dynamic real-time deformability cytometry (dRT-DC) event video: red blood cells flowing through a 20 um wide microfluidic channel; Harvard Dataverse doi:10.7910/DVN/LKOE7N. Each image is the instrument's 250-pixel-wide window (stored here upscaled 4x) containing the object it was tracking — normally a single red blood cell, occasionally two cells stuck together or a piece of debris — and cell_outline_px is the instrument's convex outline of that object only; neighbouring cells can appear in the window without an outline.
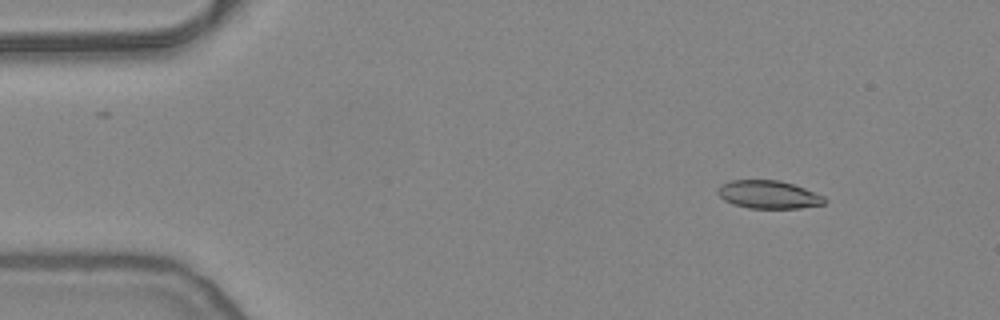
{"species": "common noctule bat (a hibernating species)", "species_latin": "Nyctalus noctula", "temperature_condition": "warm", "stored_images_in_passage": 53, "camera_frame_rate_fps": 3000, "um_per_image_px": 0.085, "animal": {"sex": "female", "body_mass_g": 24.6, "forearm_length_mm": 56.2}, "frame": {"image": 1, "passage_image": 6, "time_ms": 1.667, "image_size_px": [1000, 320], "cell_outline_px": [[828, 200], [824, 204], [800, 208], [748, 208], [732, 204], [724, 200], [716, 192], [716, 188], [728, 180], [780, 180], [804, 188], [824, 196]], "centroid_in_image_um": [65.3, 16.54], "position_along_channel_um": 19.7, "area_um2": 17.57}}
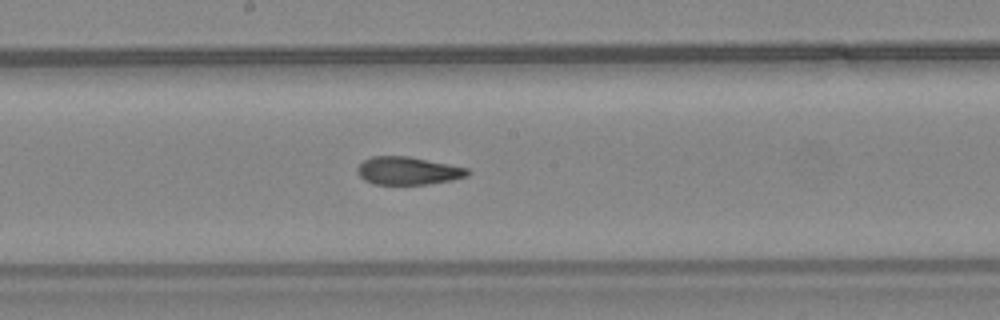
{"frame": {"image": 2, "passage_image": 28, "time_ms": 9.0, "image_size_px": [1000, 320], "cell_outline_px": [[472, 172], [468, 176], [452, 180], [428, 184], [372, 184], [364, 180], [356, 172], [356, 168], [364, 160], [372, 156], [408, 156], [468, 168]], "centroid_in_image_um": [34.68, 14.52], "position_along_channel_um": 213.5, "area_um2": 17.98}}
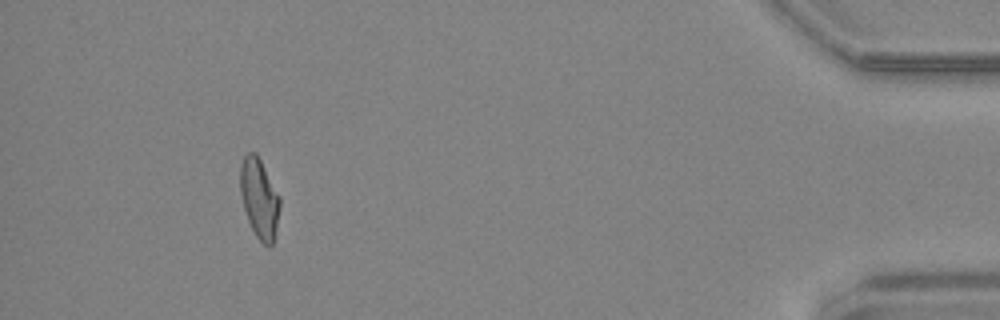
{"frame": {"image": 3, "passage_image": 49, "time_ms": 16.0, "image_size_px": [1000, 320], "cell_outline_px": [[280, 208], [276, 228], [272, 244], [268, 248], [256, 236], [248, 220], [244, 208], [240, 192], [240, 164], [244, 156], [248, 152], [256, 152], [280, 196]], "centroid_in_image_um": [22.04, 16.84], "position_along_channel_um": 413.2, "area_um2": 18.32}, "authors_computed_cell_mechanics": {"area_um2": 18.4382, "velocity_mm_per_s": 3.828, "shape_relaxation_time_tau1_ms": null, "shape_relaxation_time_tau2_ms": 1.9157, "deformation_change_tau1": null, "deformation_change_tau2": 0.0885}}